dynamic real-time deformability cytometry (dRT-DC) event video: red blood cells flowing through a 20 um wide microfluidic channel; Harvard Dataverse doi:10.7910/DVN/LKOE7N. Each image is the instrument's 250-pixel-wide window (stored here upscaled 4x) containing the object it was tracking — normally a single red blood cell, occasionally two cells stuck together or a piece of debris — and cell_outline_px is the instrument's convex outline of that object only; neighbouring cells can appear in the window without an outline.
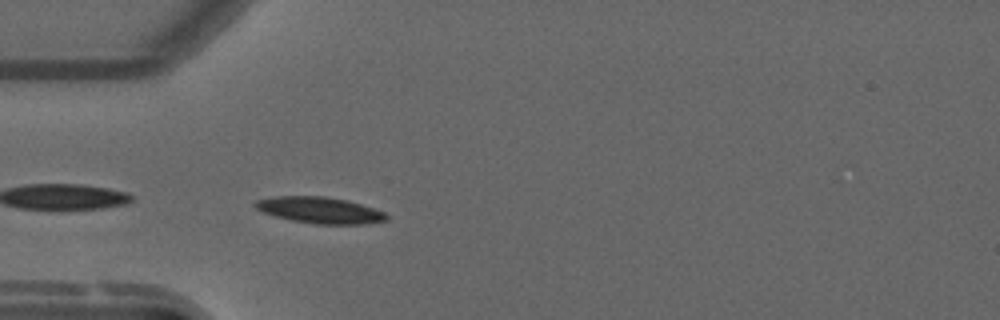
{"species": "common noctule bat (a hibernating species)", "species_latin": "Nyctalus noctula", "temperature_condition": "warm", "stored_images_in_passage": 39, "camera_frame_rate_fps": 3000, "um_per_image_px": 0.085, "animal": {"sex": "male", "forearm_length_mm": 52.5}, "frame": {"image": 1, "passage_image": 1, "time_ms": 0.0, "image_size_px": [1000, 320], "cell_outline_px": [[388, 220], [364, 224], [312, 224], [292, 220], [276, 216], [264, 212], [256, 208], [252, 204], [256, 200], [272, 196], [324, 196], [348, 200], [384, 212], [388, 216]], "centroid_in_image_um": [27.17, 17.86], "position_along_channel_um": 57.8, "area_um2": 20.11}}
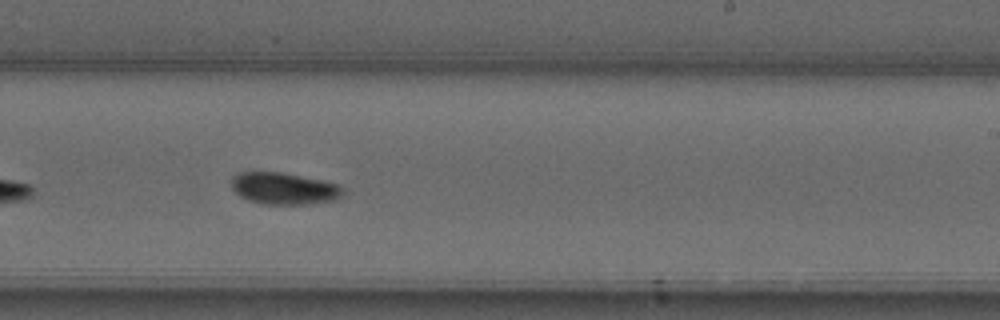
{"frame": {"image": 2, "passage_image": 18, "time_ms": 5.667, "image_size_px": [1000, 320], "cell_outline_px": [[344, 196], [336, 200], [308, 204], [260, 204], [248, 200], [240, 196], [232, 188], [228, 180], [236, 172], [280, 172], [324, 180], [340, 184], [344, 188]], "centroid_in_image_um": [24.15, 16.01], "position_along_channel_um": 264.9, "area_um2": 21.21}}
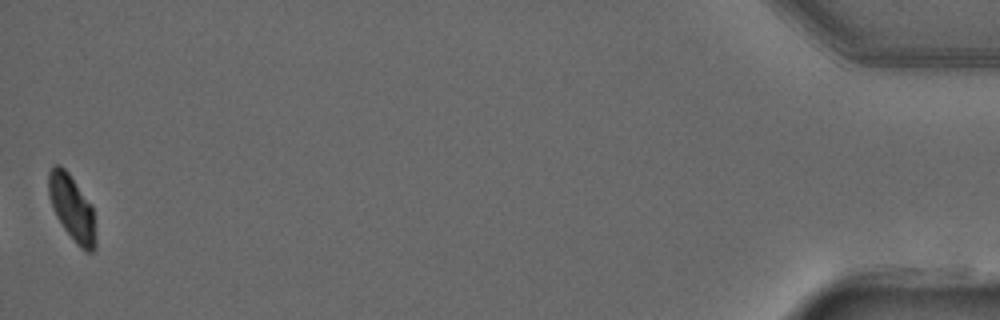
{"frame": {"image": 3, "passage_image": 39, "time_ms": 12.667, "image_size_px": [1000, 320], "cell_outline_px": [[96, 244], [92, 252], [84, 252], [76, 244], [64, 228], [56, 216], [48, 196], [48, 172], [56, 164], [60, 164], [68, 172], [92, 208]], "centroid_in_image_um": [6.09, 17.69], "position_along_channel_um": 429.1, "area_um2": 17.63}, "authors_computed_cell_mechanics": {"area_um2": 20.1144, "velocity_mm_per_s": 3.7321, "shape_relaxation_time_tau1_ms": 3.4695, "shape_relaxation_time_tau2_ms": 3.9577, "deformation_change_tau1": 0.1491, "deformation_change_tau2": 0.0313}}